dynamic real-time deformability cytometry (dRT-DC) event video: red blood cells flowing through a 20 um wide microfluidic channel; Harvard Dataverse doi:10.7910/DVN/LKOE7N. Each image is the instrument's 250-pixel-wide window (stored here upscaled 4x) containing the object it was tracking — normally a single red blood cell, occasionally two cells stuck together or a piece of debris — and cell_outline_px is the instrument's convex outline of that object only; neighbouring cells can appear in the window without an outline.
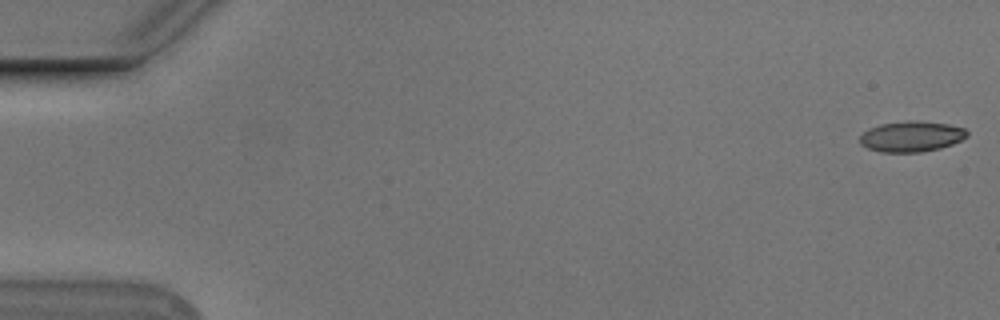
{"species": "Egyptian fruit bat (a non-hibernating species)", "species_latin": "Rousettus aegyptiacus", "temperature_condition": "cold", "stored_images_in_passage": 15, "camera_frame_rate_fps": 3000, "um_per_image_px": 0.085, "animal": {"sex": "male"}, "frame": {"image": 1, "passage_image": 1, "time_ms": 0.0, "image_size_px": [1000, 320], "cell_outline_px": [[968, 136], [952, 144], [940, 148], [920, 152], [880, 152], [868, 148], [860, 144], [860, 136], [868, 128], [880, 124], [948, 124], [964, 128], [968, 132]], "centroid_in_image_um": [77.45, 11.66], "position_along_channel_um": 7.6, "area_um2": 18.09}}
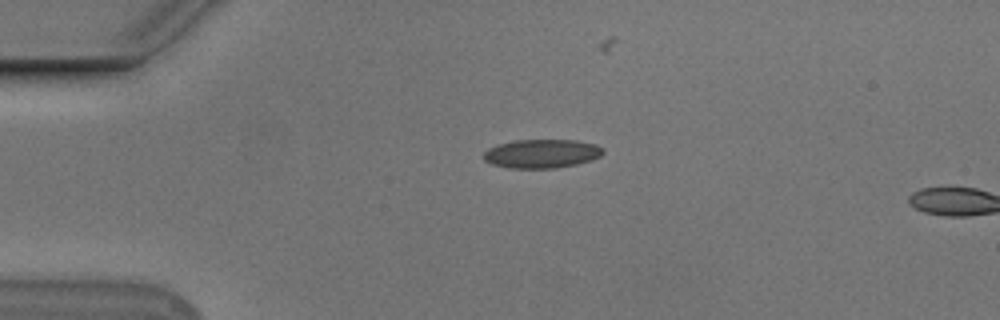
{"frame": {"image": 2, "passage_image": 13, "time_ms": 4.0, "image_size_px": [1000, 320], "cell_outline_px": [[604, 152], [600, 156], [592, 160], [576, 164], [556, 168], [508, 168], [492, 164], [484, 160], [484, 152], [488, 148], [500, 144], [516, 140], [576, 140], [596, 144], [604, 148]], "centroid_in_image_um": [46.07, 13.06], "position_along_channel_um": 38.9, "area_um2": 20.06}}